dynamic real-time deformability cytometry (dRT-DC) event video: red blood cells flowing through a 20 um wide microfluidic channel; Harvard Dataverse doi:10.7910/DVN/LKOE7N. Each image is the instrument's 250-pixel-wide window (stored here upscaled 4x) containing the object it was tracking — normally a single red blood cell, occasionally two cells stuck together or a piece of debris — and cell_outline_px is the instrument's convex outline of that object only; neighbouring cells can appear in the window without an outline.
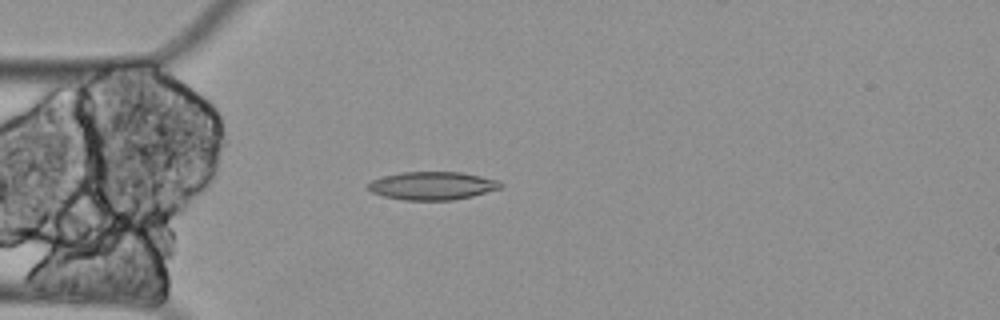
{"species": "Egyptian fruit bat (a non-hibernating species)", "species_latin": "Rousettus aegyptiacus", "temperature_condition": "cold", "stored_images_in_passage": 50, "camera_frame_rate_fps": 3000, "um_per_image_px": 0.085, "animal": {"sex": "female"}, "frame": {"image": 1, "passage_image": 6, "time_ms": 1.667, "image_size_px": [1000, 320], "cell_outline_px": [[504, 184], [500, 188], [472, 196], [452, 200], [404, 200], [384, 196], [372, 192], [368, 188], [368, 184], [372, 180], [384, 176], [400, 172], [460, 172], [480, 176], [496, 180]], "centroid_in_image_um": [36.74, 15.78], "position_along_channel_um": 48.3, "area_um2": 21.5}}
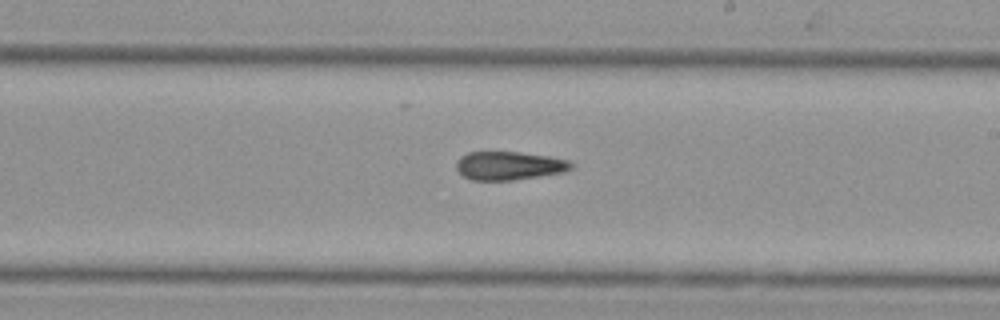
{"frame": {"image": 2, "passage_image": 24, "time_ms": 7.667, "image_size_px": [1000, 320], "cell_outline_px": [[572, 168], [564, 172], [512, 180], [472, 180], [464, 176], [456, 168], [456, 160], [460, 156], [468, 152], [520, 152], [548, 156], [568, 160], [572, 164]], "centroid_in_image_um": [43.24, 14.08], "position_along_channel_um": 245.8, "area_um2": 18.96}}
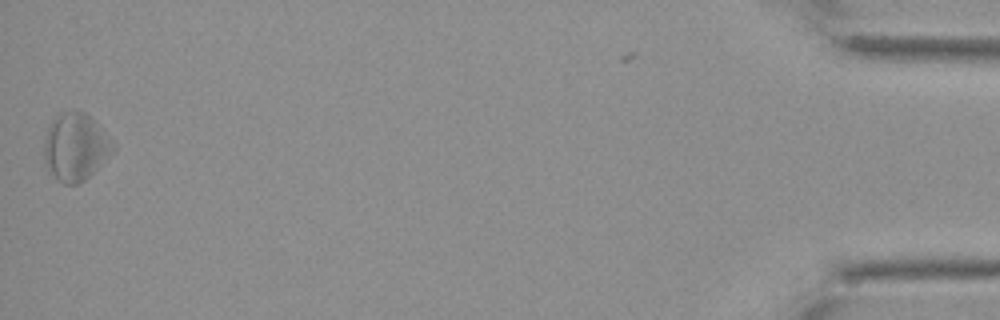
{"frame": {"image": 3, "passage_image": 49, "time_ms": 16.0, "image_size_px": [1000, 320], "cell_outline_px": [[116, 148], [84, 180], [76, 184], [64, 184], [52, 172], [44, 160], [44, 140], [48, 128], [52, 120], [60, 112], [84, 112], [116, 144]], "centroid_in_image_um": [6.41, 12.48], "position_along_channel_um": 428.8, "area_um2": 26.24}}